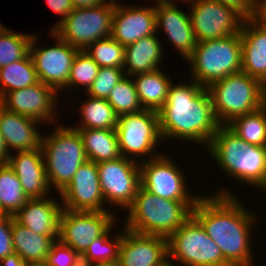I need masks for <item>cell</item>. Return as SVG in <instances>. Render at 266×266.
Masks as SVG:
<instances>
[{"label": "cell", "instance_id": "13", "mask_svg": "<svg viewBox=\"0 0 266 266\" xmlns=\"http://www.w3.org/2000/svg\"><path fill=\"white\" fill-rule=\"evenodd\" d=\"M111 212H85L63 209L60 216L59 240L82 255L91 242L102 236L115 219Z\"/></svg>", "mask_w": 266, "mask_h": 266}, {"label": "cell", "instance_id": "41", "mask_svg": "<svg viewBox=\"0 0 266 266\" xmlns=\"http://www.w3.org/2000/svg\"><path fill=\"white\" fill-rule=\"evenodd\" d=\"M237 12L244 20L251 18L254 0H214Z\"/></svg>", "mask_w": 266, "mask_h": 266}, {"label": "cell", "instance_id": "35", "mask_svg": "<svg viewBox=\"0 0 266 266\" xmlns=\"http://www.w3.org/2000/svg\"><path fill=\"white\" fill-rule=\"evenodd\" d=\"M34 35H24L7 29L0 35V68L25 58L30 53Z\"/></svg>", "mask_w": 266, "mask_h": 266}, {"label": "cell", "instance_id": "23", "mask_svg": "<svg viewBox=\"0 0 266 266\" xmlns=\"http://www.w3.org/2000/svg\"><path fill=\"white\" fill-rule=\"evenodd\" d=\"M38 122L35 119L8 111L0 104V132L8 151L18 152L40 148L42 136L36 130Z\"/></svg>", "mask_w": 266, "mask_h": 266}, {"label": "cell", "instance_id": "36", "mask_svg": "<svg viewBox=\"0 0 266 266\" xmlns=\"http://www.w3.org/2000/svg\"><path fill=\"white\" fill-rule=\"evenodd\" d=\"M112 226L100 237L96 238L87 250L81 255V262L90 264L96 262H118L119 246L122 240V234L116 235V238L109 240ZM109 237V238H108Z\"/></svg>", "mask_w": 266, "mask_h": 266}, {"label": "cell", "instance_id": "20", "mask_svg": "<svg viewBox=\"0 0 266 266\" xmlns=\"http://www.w3.org/2000/svg\"><path fill=\"white\" fill-rule=\"evenodd\" d=\"M9 155L7 164L16 173L29 199L48 196L49 183L41 147ZM47 195V196H46Z\"/></svg>", "mask_w": 266, "mask_h": 266}, {"label": "cell", "instance_id": "5", "mask_svg": "<svg viewBox=\"0 0 266 266\" xmlns=\"http://www.w3.org/2000/svg\"><path fill=\"white\" fill-rule=\"evenodd\" d=\"M192 65L191 81L204 88L242 70L241 36H231L197 42L193 54L187 59Z\"/></svg>", "mask_w": 266, "mask_h": 266}, {"label": "cell", "instance_id": "40", "mask_svg": "<svg viewBox=\"0 0 266 266\" xmlns=\"http://www.w3.org/2000/svg\"><path fill=\"white\" fill-rule=\"evenodd\" d=\"M13 216L0 213V260L14 252L12 239Z\"/></svg>", "mask_w": 266, "mask_h": 266}, {"label": "cell", "instance_id": "53", "mask_svg": "<svg viewBox=\"0 0 266 266\" xmlns=\"http://www.w3.org/2000/svg\"><path fill=\"white\" fill-rule=\"evenodd\" d=\"M119 1H120V0H118V2H117V0H110V1H108V2H110V3H112V4H115V5H116V4H118V3H119Z\"/></svg>", "mask_w": 266, "mask_h": 266}, {"label": "cell", "instance_id": "24", "mask_svg": "<svg viewBox=\"0 0 266 266\" xmlns=\"http://www.w3.org/2000/svg\"><path fill=\"white\" fill-rule=\"evenodd\" d=\"M242 45V72L259 81L266 80V29L250 18L240 30Z\"/></svg>", "mask_w": 266, "mask_h": 266}, {"label": "cell", "instance_id": "30", "mask_svg": "<svg viewBox=\"0 0 266 266\" xmlns=\"http://www.w3.org/2000/svg\"><path fill=\"white\" fill-rule=\"evenodd\" d=\"M82 117L81 126L73 129H114L118 124V115L106 99L89 96L82 107H80Z\"/></svg>", "mask_w": 266, "mask_h": 266}, {"label": "cell", "instance_id": "47", "mask_svg": "<svg viewBox=\"0 0 266 266\" xmlns=\"http://www.w3.org/2000/svg\"><path fill=\"white\" fill-rule=\"evenodd\" d=\"M262 108L266 111V80L262 81Z\"/></svg>", "mask_w": 266, "mask_h": 266}, {"label": "cell", "instance_id": "49", "mask_svg": "<svg viewBox=\"0 0 266 266\" xmlns=\"http://www.w3.org/2000/svg\"><path fill=\"white\" fill-rule=\"evenodd\" d=\"M257 187L261 188L262 190L264 188V190L266 191V163H265L263 178L261 180V183Z\"/></svg>", "mask_w": 266, "mask_h": 266}, {"label": "cell", "instance_id": "22", "mask_svg": "<svg viewBox=\"0 0 266 266\" xmlns=\"http://www.w3.org/2000/svg\"><path fill=\"white\" fill-rule=\"evenodd\" d=\"M155 14L156 29L162 26L171 44L176 46L175 48L187 60L197 45L189 14L174 4L156 5Z\"/></svg>", "mask_w": 266, "mask_h": 266}, {"label": "cell", "instance_id": "38", "mask_svg": "<svg viewBox=\"0 0 266 266\" xmlns=\"http://www.w3.org/2000/svg\"><path fill=\"white\" fill-rule=\"evenodd\" d=\"M123 73V68L100 67L95 80L86 93L88 96L107 100L111 90L125 77Z\"/></svg>", "mask_w": 266, "mask_h": 266}, {"label": "cell", "instance_id": "2", "mask_svg": "<svg viewBox=\"0 0 266 266\" xmlns=\"http://www.w3.org/2000/svg\"><path fill=\"white\" fill-rule=\"evenodd\" d=\"M181 84L170 85L167 101L158 111L162 140L179 137L208 147L220 126L210 93L195 81Z\"/></svg>", "mask_w": 266, "mask_h": 266}, {"label": "cell", "instance_id": "25", "mask_svg": "<svg viewBox=\"0 0 266 266\" xmlns=\"http://www.w3.org/2000/svg\"><path fill=\"white\" fill-rule=\"evenodd\" d=\"M156 35L145 36L125 47L124 73L133 76L159 69L164 52Z\"/></svg>", "mask_w": 266, "mask_h": 266}, {"label": "cell", "instance_id": "48", "mask_svg": "<svg viewBox=\"0 0 266 266\" xmlns=\"http://www.w3.org/2000/svg\"><path fill=\"white\" fill-rule=\"evenodd\" d=\"M88 266H119L118 262H96L87 264Z\"/></svg>", "mask_w": 266, "mask_h": 266}, {"label": "cell", "instance_id": "42", "mask_svg": "<svg viewBox=\"0 0 266 266\" xmlns=\"http://www.w3.org/2000/svg\"><path fill=\"white\" fill-rule=\"evenodd\" d=\"M49 8L52 9L55 13H58L60 16L62 15L61 21L57 23V25L53 26V30L64 21L67 16L74 10V6L72 0H46Z\"/></svg>", "mask_w": 266, "mask_h": 266}, {"label": "cell", "instance_id": "46", "mask_svg": "<svg viewBox=\"0 0 266 266\" xmlns=\"http://www.w3.org/2000/svg\"><path fill=\"white\" fill-rule=\"evenodd\" d=\"M9 155L10 153L6 147L3 135L0 132V165L7 163Z\"/></svg>", "mask_w": 266, "mask_h": 266}, {"label": "cell", "instance_id": "29", "mask_svg": "<svg viewBox=\"0 0 266 266\" xmlns=\"http://www.w3.org/2000/svg\"><path fill=\"white\" fill-rule=\"evenodd\" d=\"M38 81L35 66L29 53L25 58L0 68V100L8 92L23 89L36 84Z\"/></svg>", "mask_w": 266, "mask_h": 266}, {"label": "cell", "instance_id": "21", "mask_svg": "<svg viewBox=\"0 0 266 266\" xmlns=\"http://www.w3.org/2000/svg\"><path fill=\"white\" fill-rule=\"evenodd\" d=\"M47 198L29 199L13 217L19 224L37 234L59 238L63 206Z\"/></svg>", "mask_w": 266, "mask_h": 266}, {"label": "cell", "instance_id": "17", "mask_svg": "<svg viewBox=\"0 0 266 266\" xmlns=\"http://www.w3.org/2000/svg\"><path fill=\"white\" fill-rule=\"evenodd\" d=\"M168 261L165 237L124 228L119 246V266H163Z\"/></svg>", "mask_w": 266, "mask_h": 266}, {"label": "cell", "instance_id": "34", "mask_svg": "<svg viewBox=\"0 0 266 266\" xmlns=\"http://www.w3.org/2000/svg\"><path fill=\"white\" fill-rule=\"evenodd\" d=\"M85 51L99 67L124 66L125 47L111 36L93 42Z\"/></svg>", "mask_w": 266, "mask_h": 266}, {"label": "cell", "instance_id": "27", "mask_svg": "<svg viewBox=\"0 0 266 266\" xmlns=\"http://www.w3.org/2000/svg\"><path fill=\"white\" fill-rule=\"evenodd\" d=\"M141 106L145 110L158 112L166 103L168 89L172 84L163 71L156 69L152 72L139 73L131 76Z\"/></svg>", "mask_w": 266, "mask_h": 266}, {"label": "cell", "instance_id": "9", "mask_svg": "<svg viewBox=\"0 0 266 266\" xmlns=\"http://www.w3.org/2000/svg\"><path fill=\"white\" fill-rule=\"evenodd\" d=\"M115 4L106 3L74 9L54 30L57 36L79 50L105 39L112 34V19Z\"/></svg>", "mask_w": 266, "mask_h": 266}, {"label": "cell", "instance_id": "37", "mask_svg": "<svg viewBox=\"0 0 266 266\" xmlns=\"http://www.w3.org/2000/svg\"><path fill=\"white\" fill-rule=\"evenodd\" d=\"M99 68L85 50H79L73 60L67 86L82 85L88 90L95 80Z\"/></svg>", "mask_w": 266, "mask_h": 266}, {"label": "cell", "instance_id": "18", "mask_svg": "<svg viewBox=\"0 0 266 266\" xmlns=\"http://www.w3.org/2000/svg\"><path fill=\"white\" fill-rule=\"evenodd\" d=\"M57 94L53 88L38 81L23 89L8 92L0 104L8 111L44 122L54 120ZM54 114V115H53Z\"/></svg>", "mask_w": 266, "mask_h": 266}, {"label": "cell", "instance_id": "7", "mask_svg": "<svg viewBox=\"0 0 266 266\" xmlns=\"http://www.w3.org/2000/svg\"><path fill=\"white\" fill-rule=\"evenodd\" d=\"M207 90L220 125L262 108V82L242 71L211 84Z\"/></svg>", "mask_w": 266, "mask_h": 266}, {"label": "cell", "instance_id": "51", "mask_svg": "<svg viewBox=\"0 0 266 266\" xmlns=\"http://www.w3.org/2000/svg\"><path fill=\"white\" fill-rule=\"evenodd\" d=\"M7 29L0 24V35L4 33Z\"/></svg>", "mask_w": 266, "mask_h": 266}, {"label": "cell", "instance_id": "28", "mask_svg": "<svg viewBox=\"0 0 266 266\" xmlns=\"http://www.w3.org/2000/svg\"><path fill=\"white\" fill-rule=\"evenodd\" d=\"M82 139L85 154L95 163L121 157L117 132L114 129H76Z\"/></svg>", "mask_w": 266, "mask_h": 266}, {"label": "cell", "instance_id": "6", "mask_svg": "<svg viewBox=\"0 0 266 266\" xmlns=\"http://www.w3.org/2000/svg\"><path fill=\"white\" fill-rule=\"evenodd\" d=\"M49 186L60 194L71 182L78 168L88 159L79 132L72 127H59L41 139Z\"/></svg>", "mask_w": 266, "mask_h": 266}, {"label": "cell", "instance_id": "55", "mask_svg": "<svg viewBox=\"0 0 266 266\" xmlns=\"http://www.w3.org/2000/svg\"><path fill=\"white\" fill-rule=\"evenodd\" d=\"M254 2H266V0H254Z\"/></svg>", "mask_w": 266, "mask_h": 266}, {"label": "cell", "instance_id": "44", "mask_svg": "<svg viewBox=\"0 0 266 266\" xmlns=\"http://www.w3.org/2000/svg\"><path fill=\"white\" fill-rule=\"evenodd\" d=\"M0 266H33L25 262L16 252L9 254L7 257L0 260Z\"/></svg>", "mask_w": 266, "mask_h": 266}, {"label": "cell", "instance_id": "39", "mask_svg": "<svg viewBox=\"0 0 266 266\" xmlns=\"http://www.w3.org/2000/svg\"><path fill=\"white\" fill-rule=\"evenodd\" d=\"M79 263H81V255L58 239L53 243L44 265L77 266Z\"/></svg>", "mask_w": 266, "mask_h": 266}, {"label": "cell", "instance_id": "43", "mask_svg": "<svg viewBox=\"0 0 266 266\" xmlns=\"http://www.w3.org/2000/svg\"><path fill=\"white\" fill-rule=\"evenodd\" d=\"M250 19L266 29V2H254L253 13Z\"/></svg>", "mask_w": 266, "mask_h": 266}, {"label": "cell", "instance_id": "11", "mask_svg": "<svg viewBox=\"0 0 266 266\" xmlns=\"http://www.w3.org/2000/svg\"><path fill=\"white\" fill-rule=\"evenodd\" d=\"M135 158L123 156L97 163L104 201L128 209L141 187V172Z\"/></svg>", "mask_w": 266, "mask_h": 266}, {"label": "cell", "instance_id": "15", "mask_svg": "<svg viewBox=\"0 0 266 266\" xmlns=\"http://www.w3.org/2000/svg\"><path fill=\"white\" fill-rule=\"evenodd\" d=\"M168 157L140 161L141 187L158 197L175 201H198L187 192L183 172Z\"/></svg>", "mask_w": 266, "mask_h": 266}, {"label": "cell", "instance_id": "12", "mask_svg": "<svg viewBox=\"0 0 266 266\" xmlns=\"http://www.w3.org/2000/svg\"><path fill=\"white\" fill-rule=\"evenodd\" d=\"M190 20L197 42L239 34L244 19L233 9L214 0H194Z\"/></svg>", "mask_w": 266, "mask_h": 266}, {"label": "cell", "instance_id": "32", "mask_svg": "<svg viewBox=\"0 0 266 266\" xmlns=\"http://www.w3.org/2000/svg\"><path fill=\"white\" fill-rule=\"evenodd\" d=\"M227 126L246 143L266 147V111L263 108L235 117Z\"/></svg>", "mask_w": 266, "mask_h": 266}, {"label": "cell", "instance_id": "14", "mask_svg": "<svg viewBox=\"0 0 266 266\" xmlns=\"http://www.w3.org/2000/svg\"><path fill=\"white\" fill-rule=\"evenodd\" d=\"M51 34L58 41L56 45L35 48L38 40V35H35L30 44V55L38 80L58 92V89L61 91L62 88L67 87L72 63L79 49L68 44L53 31Z\"/></svg>", "mask_w": 266, "mask_h": 266}, {"label": "cell", "instance_id": "54", "mask_svg": "<svg viewBox=\"0 0 266 266\" xmlns=\"http://www.w3.org/2000/svg\"><path fill=\"white\" fill-rule=\"evenodd\" d=\"M77 266H88V265L86 263L81 262Z\"/></svg>", "mask_w": 266, "mask_h": 266}, {"label": "cell", "instance_id": "31", "mask_svg": "<svg viewBox=\"0 0 266 266\" xmlns=\"http://www.w3.org/2000/svg\"><path fill=\"white\" fill-rule=\"evenodd\" d=\"M28 200L16 173L7 163L0 165V213L13 216Z\"/></svg>", "mask_w": 266, "mask_h": 266}, {"label": "cell", "instance_id": "19", "mask_svg": "<svg viewBox=\"0 0 266 266\" xmlns=\"http://www.w3.org/2000/svg\"><path fill=\"white\" fill-rule=\"evenodd\" d=\"M156 31L155 6L141 8L115 5L111 37L124 47L142 37L154 35Z\"/></svg>", "mask_w": 266, "mask_h": 266}, {"label": "cell", "instance_id": "3", "mask_svg": "<svg viewBox=\"0 0 266 266\" xmlns=\"http://www.w3.org/2000/svg\"><path fill=\"white\" fill-rule=\"evenodd\" d=\"M196 203L164 199L140 187L128 208L125 228L168 239L192 216Z\"/></svg>", "mask_w": 266, "mask_h": 266}, {"label": "cell", "instance_id": "26", "mask_svg": "<svg viewBox=\"0 0 266 266\" xmlns=\"http://www.w3.org/2000/svg\"><path fill=\"white\" fill-rule=\"evenodd\" d=\"M11 231L14 252L32 265L44 264L53 243L58 240V238L37 234L19 224L14 218Z\"/></svg>", "mask_w": 266, "mask_h": 266}, {"label": "cell", "instance_id": "4", "mask_svg": "<svg viewBox=\"0 0 266 266\" xmlns=\"http://www.w3.org/2000/svg\"><path fill=\"white\" fill-rule=\"evenodd\" d=\"M209 153L230 177L259 185L266 163V147L246 143L227 125H220L213 135Z\"/></svg>", "mask_w": 266, "mask_h": 266}, {"label": "cell", "instance_id": "45", "mask_svg": "<svg viewBox=\"0 0 266 266\" xmlns=\"http://www.w3.org/2000/svg\"><path fill=\"white\" fill-rule=\"evenodd\" d=\"M106 0H72L74 9L91 8L106 3Z\"/></svg>", "mask_w": 266, "mask_h": 266}, {"label": "cell", "instance_id": "10", "mask_svg": "<svg viewBox=\"0 0 266 266\" xmlns=\"http://www.w3.org/2000/svg\"><path fill=\"white\" fill-rule=\"evenodd\" d=\"M116 132L121 156L128 158L133 154L140 155V158L149 153V159L159 156L152 155V150L162 139L158 112L143 109L137 113L118 116Z\"/></svg>", "mask_w": 266, "mask_h": 266}, {"label": "cell", "instance_id": "50", "mask_svg": "<svg viewBox=\"0 0 266 266\" xmlns=\"http://www.w3.org/2000/svg\"><path fill=\"white\" fill-rule=\"evenodd\" d=\"M155 1H157L156 4L159 5V4H173L174 0H155ZM185 1L192 3L194 0H185Z\"/></svg>", "mask_w": 266, "mask_h": 266}, {"label": "cell", "instance_id": "8", "mask_svg": "<svg viewBox=\"0 0 266 266\" xmlns=\"http://www.w3.org/2000/svg\"><path fill=\"white\" fill-rule=\"evenodd\" d=\"M168 260L184 266H231L219 246L191 216L168 239Z\"/></svg>", "mask_w": 266, "mask_h": 266}, {"label": "cell", "instance_id": "56", "mask_svg": "<svg viewBox=\"0 0 266 266\" xmlns=\"http://www.w3.org/2000/svg\"><path fill=\"white\" fill-rule=\"evenodd\" d=\"M33 266H45L44 264H40V265H33Z\"/></svg>", "mask_w": 266, "mask_h": 266}, {"label": "cell", "instance_id": "33", "mask_svg": "<svg viewBox=\"0 0 266 266\" xmlns=\"http://www.w3.org/2000/svg\"><path fill=\"white\" fill-rule=\"evenodd\" d=\"M108 103L113 107L118 116L124 114L137 113L143 110L140 104L137 91L133 82V78L125 76L111 90L108 98Z\"/></svg>", "mask_w": 266, "mask_h": 266}, {"label": "cell", "instance_id": "1", "mask_svg": "<svg viewBox=\"0 0 266 266\" xmlns=\"http://www.w3.org/2000/svg\"><path fill=\"white\" fill-rule=\"evenodd\" d=\"M240 203L222 189L213 196H201L192 209V216L219 246L231 266H252L249 241L255 218Z\"/></svg>", "mask_w": 266, "mask_h": 266}, {"label": "cell", "instance_id": "52", "mask_svg": "<svg viewBox=\"0 0 266 266\" xmlns=\"http://www.w3.org/2000/svg\"><path fill=\"white\" fill-rule=\"evenodd\" d=\"M170 262H171V260L170 261L168 260L163 266H175L174 264H172Z\"/></svg>", "mask_w": 266, "mask_h": 266}, {"label": "cell", "instance_id": "16", "mask_svg": "<svg viewBox=\"0 0 266 266\" xmlns=\"http://www.w3.org/2000/svg\"><path fill=\"white\" fill-rule=\"evenodd\" d=\"M63 209L85 212H108L103 208L97 163L87 160L60 193Z\"/></svg>", "mask_w": 266, "mask_h": 266}]
</instances>
